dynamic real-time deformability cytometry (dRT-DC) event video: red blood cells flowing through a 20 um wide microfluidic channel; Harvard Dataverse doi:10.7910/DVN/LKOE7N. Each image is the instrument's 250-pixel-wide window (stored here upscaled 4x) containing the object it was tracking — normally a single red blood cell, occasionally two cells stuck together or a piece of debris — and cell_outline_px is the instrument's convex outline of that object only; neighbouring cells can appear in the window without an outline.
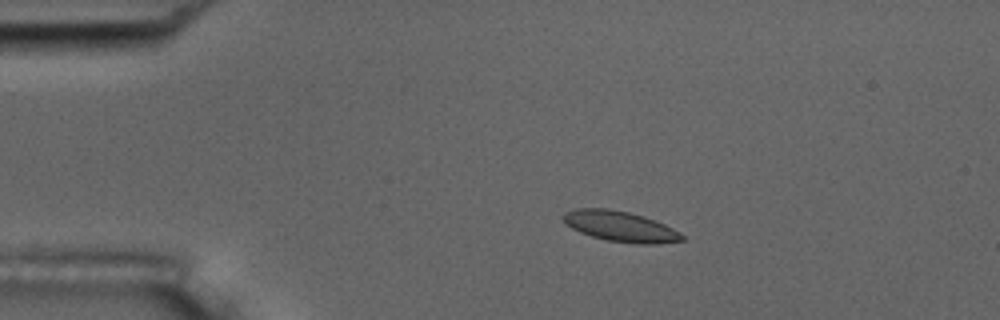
{"species": "common noctule bat (a hibernating species)", "species_latin": "Nyctalus noctula", "temperature_condition": "room temperature", "stored_images_in_passage": 8, "camera_frame_rate_fps": 3000, "um_per_image_px": 0.085, "animal": {"sex": "male", "body_mass_g": 17.5, "forearm_length_mm": 52.3}, "frame": {"image": 1, "passage_image": 2, "time_ms": 1.333, "image_size_px": [1000, 320], "cell_outline_px": [[684, 240], [656, 244], [640, 244], [608, 240], [592, 236], [580, 232], [572, 228], [560, 216], [564, 212], [576, 208], [608, 208], [628, 212], [644, 216], [664, 224], [672, 228], [684, 236]], "centroid_in_image_um": [52.71, 19.23], "position_along_channel_um": 32.3, "area_um2": 20.92}}
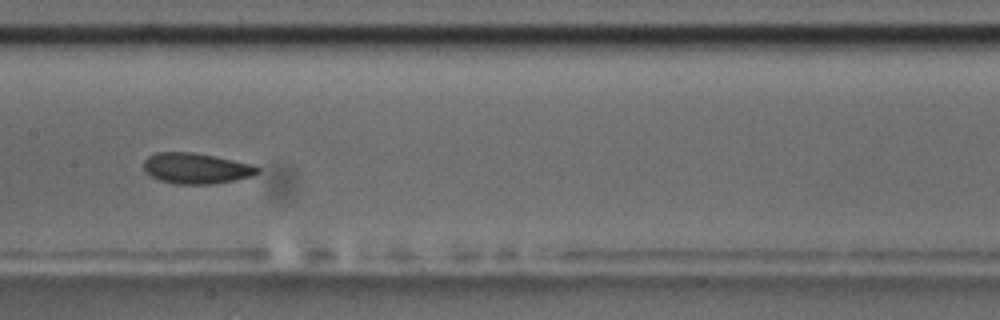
{"frame": {"image": 2, "passage_image": 7, "time_ms": 7.0, "image_size_px": [1000, 320], "cell_outline_px": [[260, 172], [252, 176], [236, 180], [212, 184], [176, 184], [160, 180], [144, 172], [144, 160], [148, 156], [156, 152], [192, 152], [252, 164], [260, 168]], "centroid_in_image_um": [16.67, 14.31], "position_along_channel_um": 190.7, "area_um2": 20.35}}
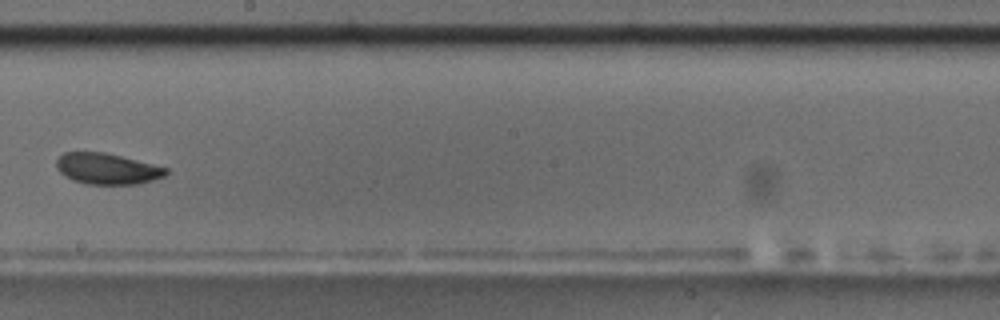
{"frame": {"image": 3, "passage_image": 8, "time_ms": 8.333, "image_size_px": [1000, 320], "cell_outline_px": [[168, 172], [164, 176], [140, 184], [88, 184], [72, 180], [64, 176], [56, 168], [56, 160], [64, 152], [104, 152], [168, 168]], "centroid_in_image_um": [9.08, 14.35], "position_along_channel_um": 239.1, "area_um2": 19.71}}